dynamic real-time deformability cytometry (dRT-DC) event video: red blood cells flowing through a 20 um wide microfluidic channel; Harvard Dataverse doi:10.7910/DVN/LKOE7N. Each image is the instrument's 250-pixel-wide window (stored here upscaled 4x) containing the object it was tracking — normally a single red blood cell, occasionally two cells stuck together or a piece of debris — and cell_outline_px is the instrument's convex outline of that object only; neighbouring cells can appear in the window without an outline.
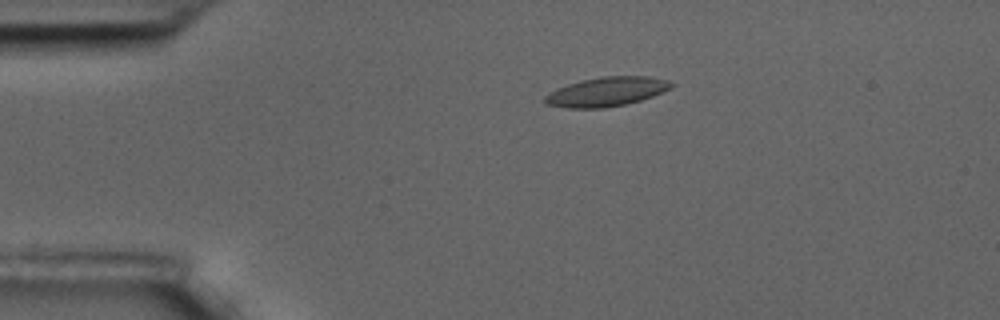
{"species": "common noctule bat (a hibernating species)", "species_latin": "Nyctalus noctula", "temperature_condition": "room temperature", "stored_images_in_passage": 47, "camera_frame_rate_fps": 3000, "um_per_image_px": 0.085, "animal": {"sex": "male", "body_mass_g": 17.5, "forearm_length_mm": 52.3}, "frame": {"image": 1, "passage_image": 1, "time_ms": 0.0, "image_size_px": [1000, 320], "cell_outline_px": [[676, 84], [672, 88], [664, 92], [640, 100], [624, 104], [604, 108], [568, 108], [544, 104], [544, 96], [556, 88], [580, 80], [600, 76], [648, 76], [668, 80]], "centroid_in_image_um": [51.56, 7.78], "position_along_channel_um": 33.4, "area_um2": 21.73}}
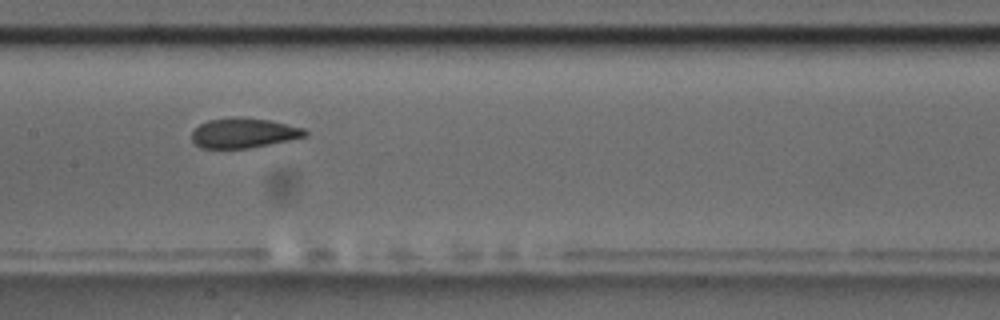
{"frame": {"image": 2, "passage_image": 18, "time_ms": 5.667, "image_size_px": [1000, 320], "cell_outline_px": [[308, 136], [248, 148], [200, 148], [192, 140], [192, 132], [200, 124], [208, 120], [268, 120], [304, 128], [308, 132]], "centroid_in_image_um": [20.73, 11.35], "position_along_channel_um": 186.7, "area_um2": 18.73}}
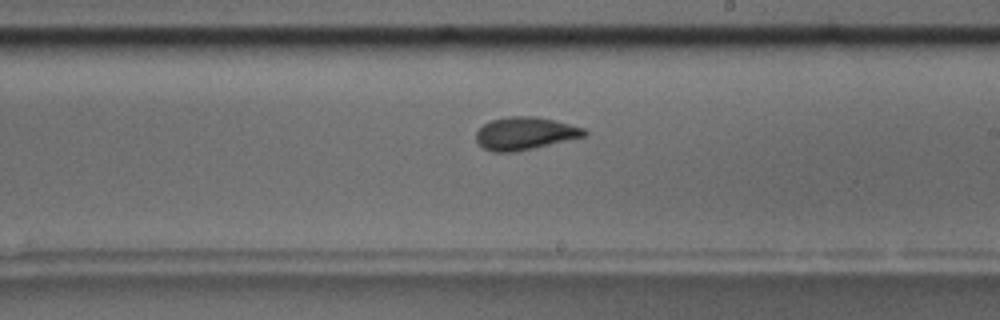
{"frame": {"image": 3, "passage_image": 23, "time_ms": 7.333, "image_size_px": [1000, 320], "cell_outline_px": [[588, 132], [584, 136], [516, 152], [492, 152], [476, 144], [476, 132], [484, 124], [492, 120], [508, 116], [536, 116], [556, 120], [584, 128]], "centroid_in_image_um": [44.59, 11.34], "position_along_channel_um": 244.4, "area_um2": 20.63}, "authors_computed_cell_mechanics": {"area_um2": 20.519, "velocity_mm_per_s": 3.4772, "shape_relaxation_time_tau1_ms": 6.6079, "shape_relaxation_time_tau2_ms": 1.4189, "deformation_change_tau1": 0.1471, "deformation_change_tau2": 0.0684}}